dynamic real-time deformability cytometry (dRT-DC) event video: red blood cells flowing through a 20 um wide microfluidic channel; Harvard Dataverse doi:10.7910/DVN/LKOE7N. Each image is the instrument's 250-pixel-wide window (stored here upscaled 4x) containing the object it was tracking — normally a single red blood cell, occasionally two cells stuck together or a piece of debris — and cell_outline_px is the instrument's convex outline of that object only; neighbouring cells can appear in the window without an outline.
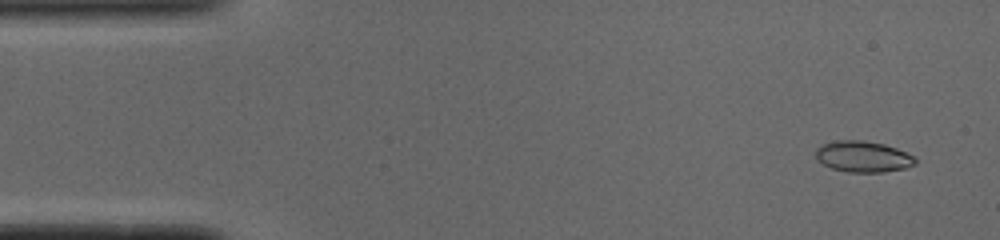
{"species": "common noctule bat (a hibernating species)", "species_latin": "Nyctalus noctula", "temperature_condition": "cold", "stored_images_in_passage": 50, "camera_frame_rate_fps": 3000, "um_per_image_px": 0.085, "animal": {"sex": "male", "body_mass_g": 19.0, "forearm_length_mm": 50.8}, "frame": {"image": 1, "passage_image": 3, "time_ms": 0.667, "image_size_px": [1000, 240], "cell_outline_px": [[916, 164], [904, 168], [884, 172], [848, 172], [832, 168], [816, 160], [816, 148], [820, 144], [836, 140], [864, 140], [884, 144], [896, 148], [912, 156], [916, 160]], "centroid_in_image_um": [73.31, 13.3], "position_along_channel_um": 11.7, "area_um2": 18.03}}
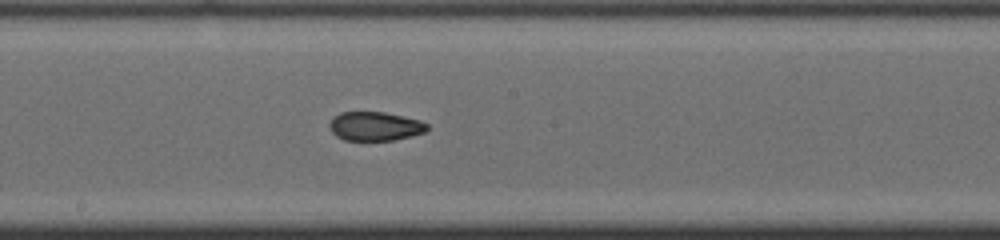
{"frame": {"image": 2, "passage_image": 27, "time_ms": 8.667, "image_size_px": [1000, 240], "cell_outline_px": [[428, 128], [424, 132], [412, 136], [392, 140], [344, 140], [336, 136], [332, 132], [328, 124], [332, 116], [340, 112], [384, 112], [420, 120], [428, 124]], "centroid_in_image_um": [31.84, 10.72], "position_along_channel_um": 216.4, "area_um2": 16.53}}
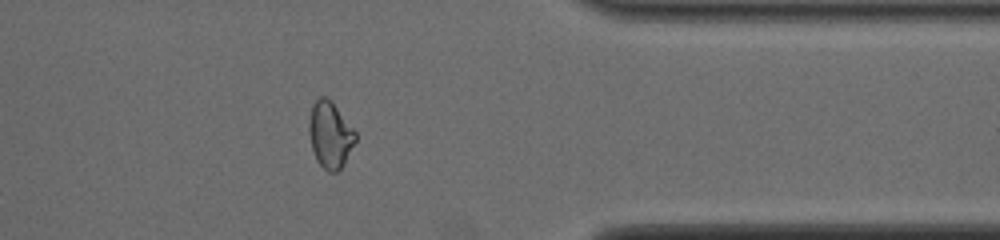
{"frame": {"image": 3, "passage_image": 41, "time_ms": 13.333, "image_size_px": [1000, 240], "cell_outline_px": [[356, 140], [344, 164], [336, 172], [328, 172], [316, 160], [312, 148], [308, 132], [308, 124], [312, 104], [320, 96], [324, 96], [336, 108], [356, 132]], "centroid_in_image_um": [28.04, 11.49], "position_along_channel_um": 383.4, "area_um2": 17.69}, "authors_computed_cell_mechanics": {"area_um2": 17.629, "velocity_mm_per_s": 3.9039, "shape_relaxation_time_tau1_ms": null, "shape_relaxation_time_tau2_ms": 1.4725, "deformation_change_tau1": null, "deformation_change_tau2": 0.0602}}